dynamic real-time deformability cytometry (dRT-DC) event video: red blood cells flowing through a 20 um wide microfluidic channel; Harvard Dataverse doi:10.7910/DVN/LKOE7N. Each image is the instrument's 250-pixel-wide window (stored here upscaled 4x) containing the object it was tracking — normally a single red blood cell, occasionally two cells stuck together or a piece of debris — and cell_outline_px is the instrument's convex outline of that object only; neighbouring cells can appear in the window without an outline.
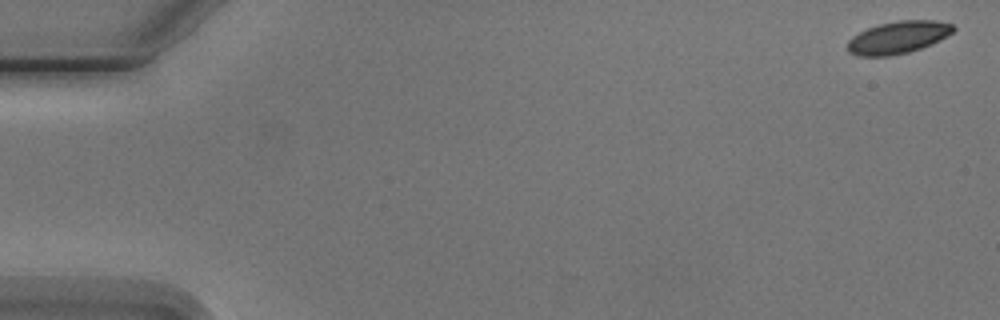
{"species": "Egyptian fruit bat (a non-hibernating species)", "species_latin": "Rousettus aegyptiacus", "temperature_condition": "cold", "stored_images_in_passage": 8, "camera_frame_rate_fps": 3000, "um_per_image_px": 0.085, "animal": {"sex": "male"}, "frame": {"image": 1, "passage_image": 1, "time_ms": 0.0, "image_size_px": [1000, 320], "cell_outline_px": [[956, 28], [952, 32], [940, 40], [932, 44], [908, 52], [888, 56], [856, 56], [848, 52], [848, 40], [852, 36], [868, 28], [880, 24], [900, 20], [936, 20], [952, 24]], "centroid_in_image_um": [76.33, 3.18], "position_along_channel_um": 8.7, "area_um2": 19.88}}
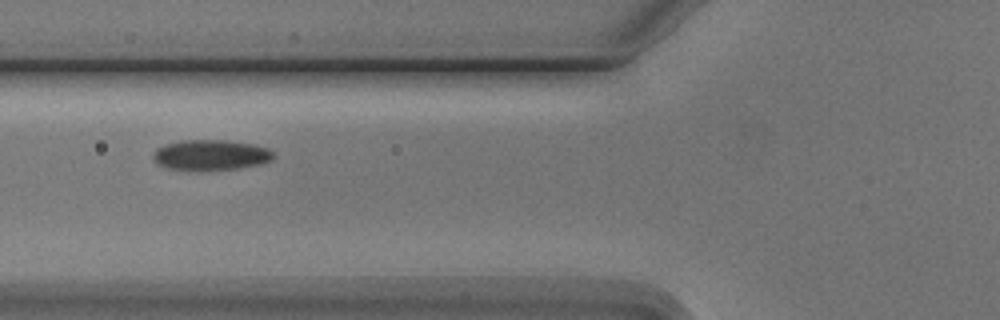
{"frame": {"image": 2, "passage_image": 6, "time_ms": 6.667, "image_size_px": [1000, 320], "cell_outline_px": [[276, 156], [272, 160], [260, 164], [240, 168], [168, 168], [160, 164], [152, 156], [152, 152], [156, 148], [164, 144], [180, 140], [224, 140], [252, 144], [268, 148]], "centroid_in_image_um": [17.94, 13.13], "position_along_channel_um": 107.9, "area_um2": 20.75}}
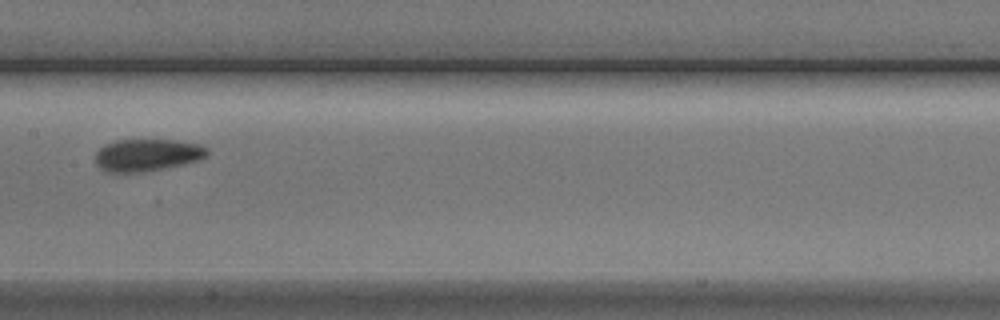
{"frame": {"image": 3, "passage_image": 8, "time_ms": 9.0, "image_size_px": [1000, 320], "cell_outline_px": [[208, 152], [200, 160], [184, 164], [144, 172], [104, 172], [96, 164], [96, 152], [104, 144], [116, 140], [176, 140], [200, 144], [208, 148]], "centroid_in_image_um": [12.5, 13.18], "position_along_channel_um": 194.9, "area_um2": 21.1}}